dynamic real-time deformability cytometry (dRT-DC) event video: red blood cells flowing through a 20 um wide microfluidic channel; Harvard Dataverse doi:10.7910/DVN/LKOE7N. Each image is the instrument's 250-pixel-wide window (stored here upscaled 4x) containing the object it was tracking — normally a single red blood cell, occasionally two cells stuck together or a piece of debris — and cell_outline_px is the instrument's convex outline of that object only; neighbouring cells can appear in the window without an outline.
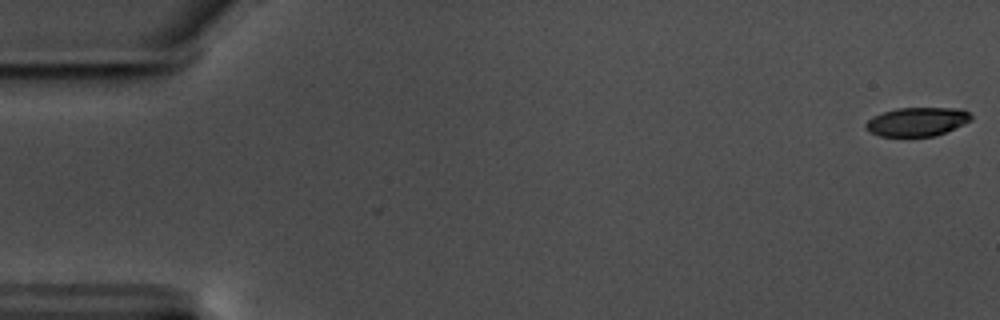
{"species": "common noctule bat (a hibernating species)", "species_latin": "Nyctalus noctula", "temperature_condition": "warm", "stored_images_in_passage": 58, "camera_frame_rate_fps": 3000, "um_per_image_px": 0.085, "animal": {"sex": "male", "body_mass_g": 17.5, "forearm_length_mm": 52.3}, "frame": {"image": 1, "passage_image": 1, "time_ms": 0.0, "image_size_px": [1000, 320], "cell_outline_px": [[972, 120], [964, 124], [936, 136], [880, 136], [868, 132], [864, 128], [864, 124], [872, 116], [896, 108], [960, 108], [968, 112], [972, 116]], "centroid_in_image_um": [77.93, 10.34], "position_along_channel_um": 7.1, "area_um2": 17.8}}
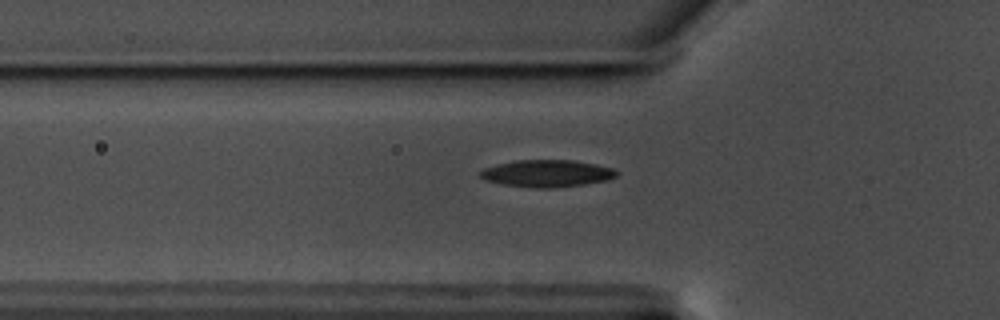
{"frame": {"image": 2, "passage_image": 20, "time_ms": 6.333, "image_size_px": [1000, 320], "cell_outline_px": [[620, 172], [616, 176], [608, 180], [584, 184], [552, 188], [536, 188], [504, 184], [484, 180], [480, 176], [480, 172], [484, 168], [496, 164], [516, 160], [572, 160], [596, 164], [612, 168]], "centroid_in_image_um": [46.5, 14.73], "position_along_channel_um": 79.3, "area_um2": 21.5}}
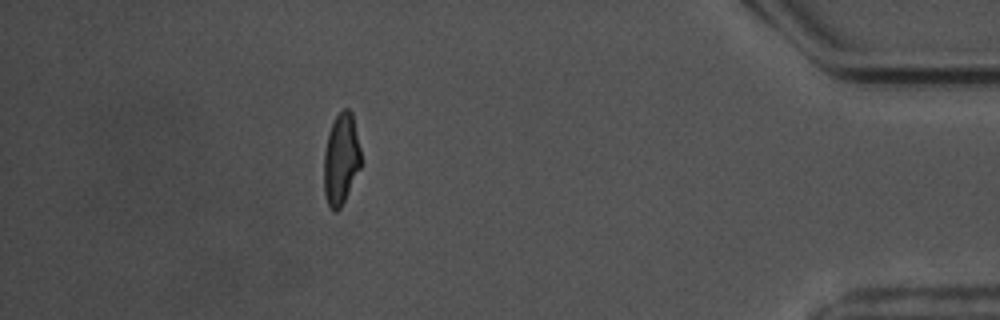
{"frame": {"image": 3, "passage_image": 52, "time_ms": 17.0, "image_size_px": [1000, 320], "cell_outline_px": [[360, 168], [340, 208], [336, 212], [332, 212], [328, 204], [324, 192], [324, 152], [328, 132], [336, 116], [344, 108], [348, 108], [352, 112], [360, 148]], "centroid_in_image_um": [28.97, 13.52], "position_along_channel_um": 406.2, "area_um2": 19.54}, "authors_computed_cell_mechanics": {"area_um2": 20.2878, "velocity_mm_per_s": 3.5367, "shape_relaxation_time_tau1_ms": 3.9325, "shape_relaxation_time_tau2_ms": 2.7993, "deformation_change_tau1": 0.1423, "deformation_change_tau2": 0.0919}}